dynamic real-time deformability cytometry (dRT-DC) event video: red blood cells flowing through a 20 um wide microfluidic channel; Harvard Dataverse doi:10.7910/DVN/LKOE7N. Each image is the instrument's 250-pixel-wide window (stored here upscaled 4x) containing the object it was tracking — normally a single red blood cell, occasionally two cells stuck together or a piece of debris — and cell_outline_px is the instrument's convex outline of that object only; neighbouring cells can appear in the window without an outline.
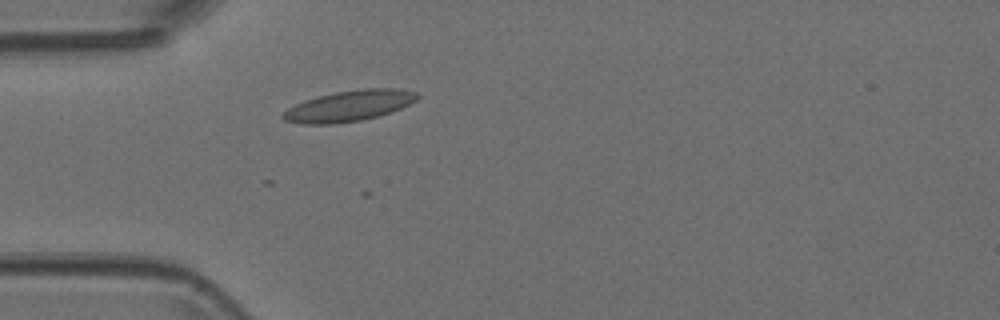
{"species": "Egyptian fruit bat (a non-hibernating species)", "species_latin": "Rousettus aegyptiacus", "temperature_condition": "room temperature", "stored_images_in_passage": 3, "camera_frame_rate_fps": 3000, "um_per_image_px": 0.085, "animal": {"sex": "female"}, "frame": {"image": 1, "passage_image": 3, "time_ms": 0.667, "image_size_px": [1000, 320], "cell_outline_px": [[420, 96], [416, 100], [400, 108], [376, 116], [360, 120], [332, 124], [304, 124], [284, 120], [280, 116], [288, 108], [304, 100], [336, 92], [364, 88], [396, 88], [416, 92]], "centroid_in_image_um": [29.66, 8.99], "position_along_channel_um": 55.3, "area_um2": 23.76}}